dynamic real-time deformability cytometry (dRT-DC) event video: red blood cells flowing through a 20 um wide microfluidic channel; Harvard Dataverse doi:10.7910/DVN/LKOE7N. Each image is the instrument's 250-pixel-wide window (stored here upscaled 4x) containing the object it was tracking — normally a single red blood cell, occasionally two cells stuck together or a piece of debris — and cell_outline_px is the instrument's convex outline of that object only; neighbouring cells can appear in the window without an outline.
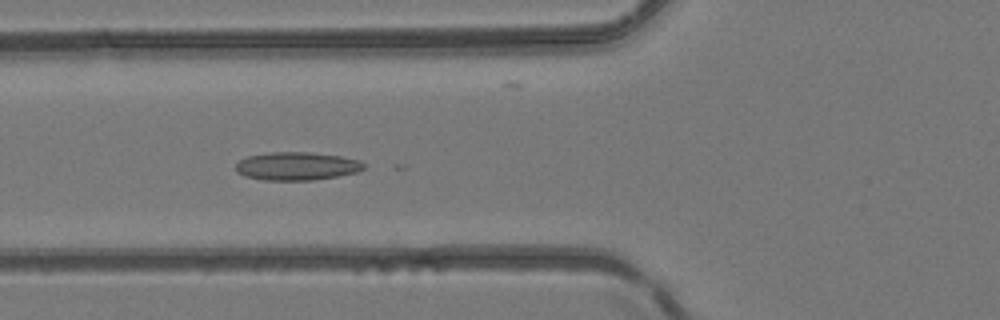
{"species": "common noctule bat (a hibernating species)", "species_latin": "Nyctalus noctula", "temperature_condition": "room temperature", "stored_images_in_passage": 24, "camera_frame_rate_fps": 3000, "um_per_image_px": 0.085, "animal": {"sex": "female", "body_mass_g": 24.6, "forearm_length_mm": 56.2}, "frame": {"image": 1, "passage_image": 17, "time_ms": 5.333, "image_size_px": [1000, 320], "cell_outline_px": [[368, 164], [364, 168], [356, 172], [336, 176], [312, 180], [264, 180], [244, 176], [236, 172], [236, 164], [240, 160], [248, 156], [268, 152], [308, 152], [340, 156], [360, 160]], "centroid_in_image_um": [25.23, 14.11], "position_along_channel_um": 100.6, "area_um2": 21.04}}
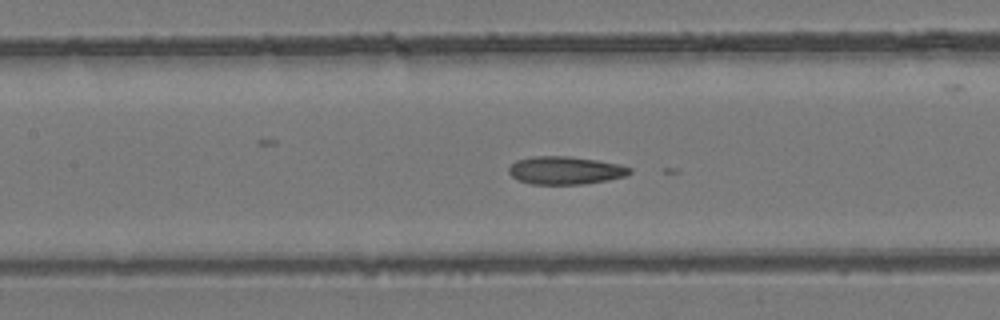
{"frame": {"image": 2, "passage_image": 21, "time_ms": 6.667, "image_size_px": [1000, 320], "cell_outline_px": [[632, 172], [624, 176], [608, 180], [584, 184], [532, 184], [520, 180], [512, 176], [508, 172], [508, 168], [516, 160], [532, 156], [568, 156], [596, 160], [620, 164], [632, 168]], "centroid_in_image_um": [48.06, 14.48], "position_along_channel_um": 159.3, "area_um2": 19.65}}